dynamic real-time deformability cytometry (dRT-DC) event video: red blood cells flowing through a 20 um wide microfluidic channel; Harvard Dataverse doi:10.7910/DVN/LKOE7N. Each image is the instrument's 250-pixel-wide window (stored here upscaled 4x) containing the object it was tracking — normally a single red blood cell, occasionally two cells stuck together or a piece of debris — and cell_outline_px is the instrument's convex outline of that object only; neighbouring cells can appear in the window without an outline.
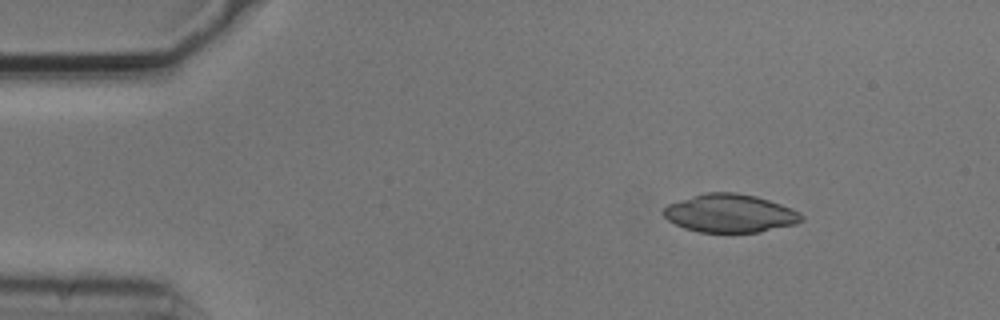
{"species": "common noctule bat (a hibernating species)", "species_latin": "Nyctalus noctula", "temperature_condition": "cold", "stored_images_in_passage": 2, "camera_frame_rate_fps": 3000, "um_per_image_px": 0.085, "animal": {"sex": "male", "body_mass_g": 20.5, "forearm_length_mm": 52.5}, "frame": {"image": 1, "passage_image": 1, "time_ms": 0.0, "image_size_px": [1000, 320], "cell_outline_px": [[804, 220], [796, 224], [760, 232], [700, 232], [684, 228], [668, 220], [664, 216], [664, 208], [668, 204], [704, 192], [736, 192], [756, 196], [792, 208], [800, 212], [804, 216]], "centroid_in_image_um": [62.08, 18.13], "position_along_channel_um": 22.9, "area_um2": 30.75}}